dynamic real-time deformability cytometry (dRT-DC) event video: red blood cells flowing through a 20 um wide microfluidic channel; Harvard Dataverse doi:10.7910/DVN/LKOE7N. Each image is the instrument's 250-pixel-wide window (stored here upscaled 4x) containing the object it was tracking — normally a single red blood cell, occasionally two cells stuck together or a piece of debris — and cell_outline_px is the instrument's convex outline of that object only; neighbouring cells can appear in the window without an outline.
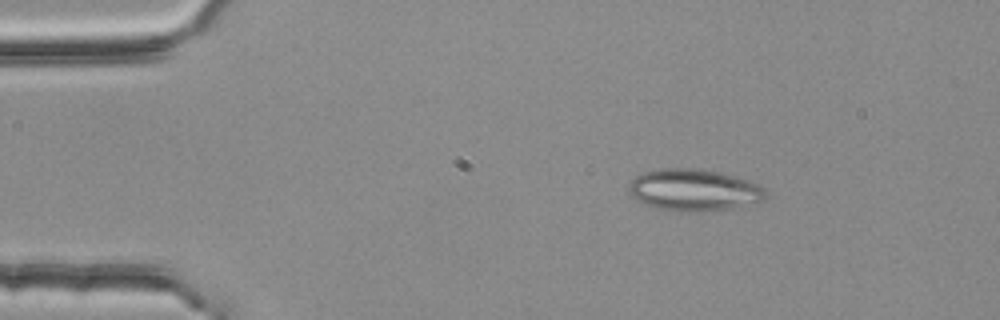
{"species": "common noctule bat (a hibernating species)", "species_latin": "Nyctalus noctula", "temperature_condition": "room temperature", "stored_images_in_passage": 53, "camera_frame_rate_fps": 3000, "um_per_image_px": 0.085, "animal": {"sex": "female", "body_mass_g": 25.1}, "frame": {"image": 1, "passage_image": 8, "time_ms": 2.333, "image_size_px": [1000, 320], "cell_outline_px": [[764, 200], [728, 208], [708, 212], [676, 212], [660, 208], [636, 200], [628, 192], [628, 184], [636, 176], [644, 172], [660, 168], [696, 168], [736, 176], [760, 184], [764, 188]], "centroid_in_image_um": [58.95, 16.15], "position_along_channel_um": 26.1, "area_um2": 33.29}}
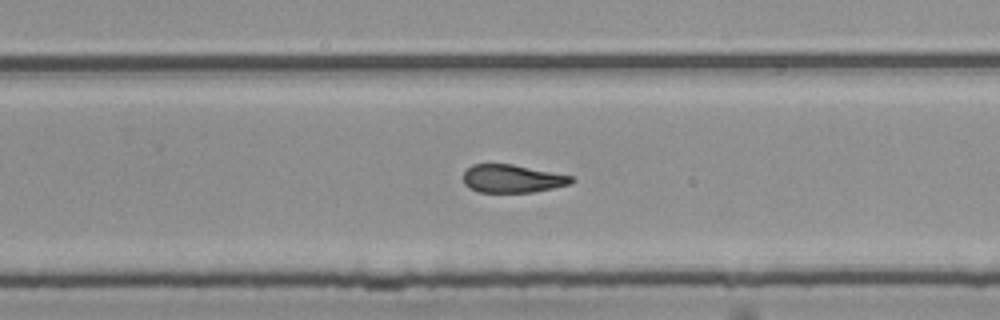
{"frame": {"image": 2, "passage_image": 34, "time_ms": 11.0, "image_size_px": [1000, 320], "cell_outline_px": [[576, 180], [568, 184], [552, 188], [532, 192], [480, 192], [468, 188], [464, 184], [464, 172], [472, 164], [512, 164], [572, 176]], "centroid_in_image_um": [43.52, 15.18], "position_along_channel_um": 286.3, "area_um2": 17.51}}
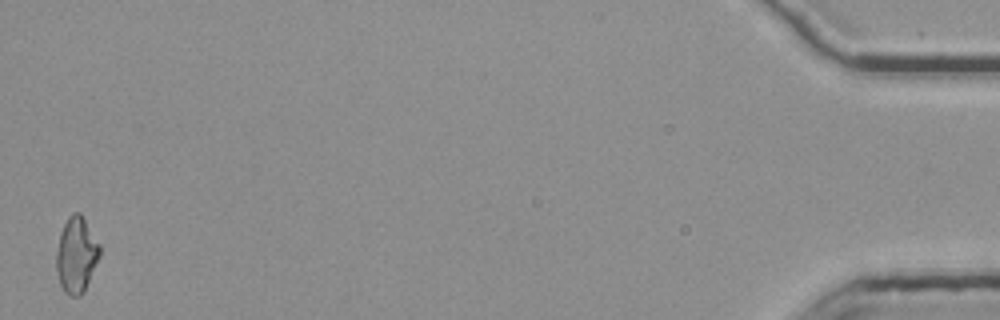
{"frame": {"image": 3, "passage_image": 53, "time_ms": 17.333, "image_size_px": [1000, 320], "cell_outline_px": [[100, 256], [84, 292], [80, 296], [68, 296], [64, 292], [60, 284], [56, 272], [56, 252], [60, 232], [68, 216], [72, 212], [80, 212], [100, 244]], "centroid_in_image_um": [6.48, 21.67], "position_along_channel_um": 428.7, "area_um2": 19.36}, "authors_computed_cell_mechanics": {"area_um2": 19.1318, "velocity_mm_per_s": 3.7822, "shape_relaxation_time_tau1_ms": null, "shape_relaxation_time_tau2_ms": 3.4978, "deformation_change_tau1": null, "deformation_change_tau2": 0.1162}}